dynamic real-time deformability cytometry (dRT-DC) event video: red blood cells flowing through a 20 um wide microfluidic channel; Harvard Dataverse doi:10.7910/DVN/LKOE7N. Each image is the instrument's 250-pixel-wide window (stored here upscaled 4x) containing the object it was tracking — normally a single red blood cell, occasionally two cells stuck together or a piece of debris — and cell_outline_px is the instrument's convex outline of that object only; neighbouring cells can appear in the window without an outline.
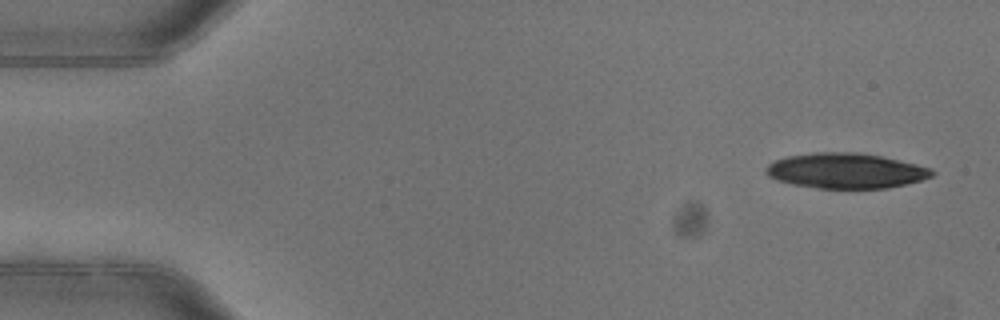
{"species": "common noctule bat (a hibernating species)", "species_latin": "Nyctalus noctula", "temperature_condition": "warm", "stored_images_in_passage": 5, "camera_frame_rate_fps": 3000, "um_per_image_px": 0.085, "animal": {"sex": "female"}, "frame": {"image": 1, "passage_image": 1, "time_ms": 0.0, "image_size_px": [1000, 320], "cell_outline_px": [[936, 172], [932, 176], [920, 180], [888, 188], [820, 188], [792, 184], [776, 180], [768, 176], [764, 172], [764, 168], [768, 164], [776, 160], [788, 156], [812, 152], [860, 152], [880, 156], [916, 164], [932, 168]], "centroid_in_image_um": [71.87, 14.51], "position_along_channel_um": 13.1, "area_um2": 34.1}}